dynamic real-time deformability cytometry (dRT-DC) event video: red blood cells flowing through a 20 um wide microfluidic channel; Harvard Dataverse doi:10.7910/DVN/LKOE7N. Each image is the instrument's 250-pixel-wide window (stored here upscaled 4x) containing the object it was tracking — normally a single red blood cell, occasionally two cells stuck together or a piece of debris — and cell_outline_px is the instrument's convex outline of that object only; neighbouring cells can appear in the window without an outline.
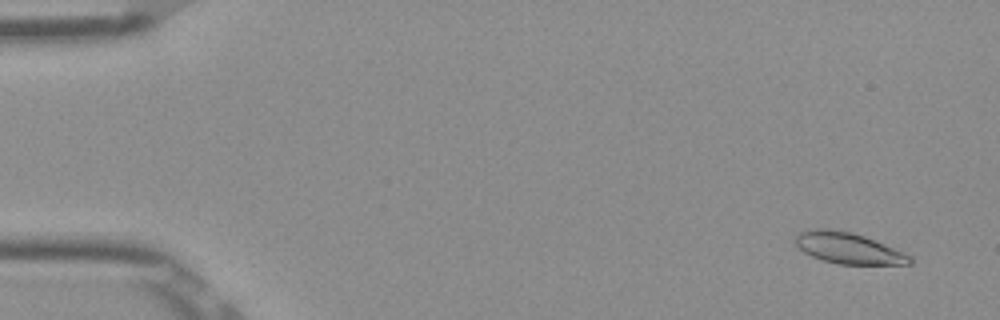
{"species": "Egyptian fruit bat (a non-hibernating species)", "species_latin": "Rousettus aegyptiacus", "temperature_condition": "room temperature", "stored_images_in_passage": 54, "camera_frame_rate_fps": 3000, "um_per_image_px": 0.085, "frame": {"image": 1, "passage_image": 4, "time_ms": 1.0, "image_size_px": [1000, 320], "cell_outline_px": [[912, 264], [840, 264], [824, 260], [812, 256], [804, 252], [796, 244], [796, 236], [800, 232], [812, 228], [828, 228], [852, 232], [864, 236], [904, 252], [912, 256]], "centroid_in_image_um": [72.12, 21.08], "position_along_channel_um": 12.9, "area_um2": 20.58}}
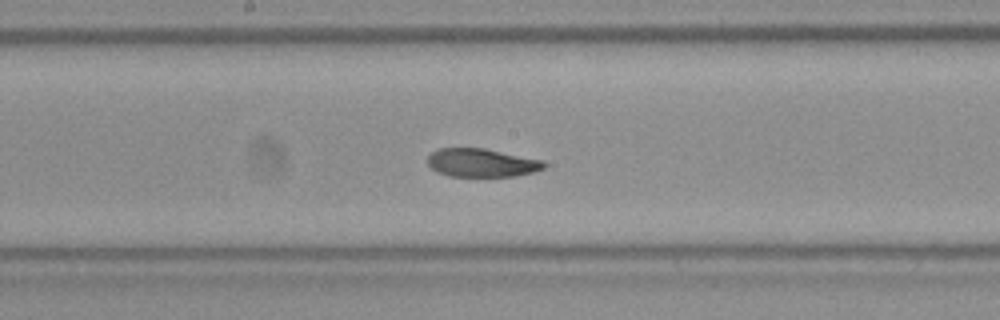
{"frame": {"image": 2, "passage_image": 29, "time_ms": 9.333, "image_size_px": [1000, 320], "cell_outline_px": [[548, 164], [544, 168], [532, 172], [516, 176], [448, 176], [436, 172], [428, 164], [428, 156], [436, 148], [484, 148], [544, 160]], "centroid_in_image_um": [40.95, 13.83], "position_along_channel_um": 207.3, "area_um2": 19.36}}
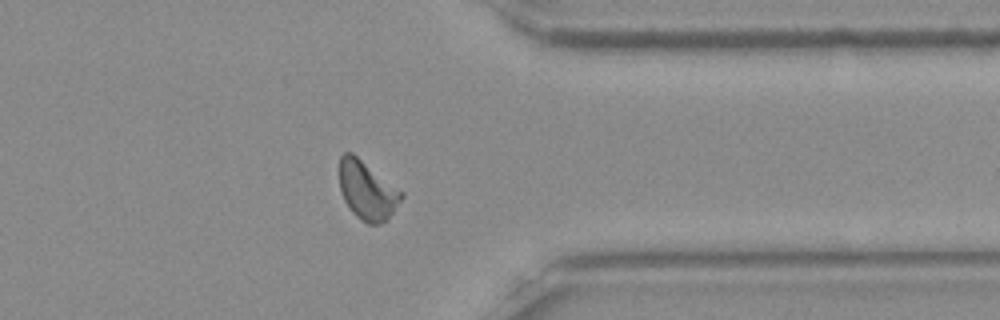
{"frame": {"image": 3, "passage_image": 43, "time_ms": 14.0, "image_size_px": [1000, 320], "cell_outline_px": [[404, 196], [388, 220], [380, 224], [368, 224], [356, 216], [348, 208], [344, 200], [340, 188], [340, 156], [344, 152], [352, 152], [404, 192]], "centroid_in_image_um": [31.23, 16.2], "position_along_channel_um": 380.2, "area_um2": 21.27}, "authors_computed_cell_mechanics": {"area_um2": 20.519, "velocity_mm_per_s": 3.8719, "shape_relaxation_time_tau1_ms": 4.8427, "shape_relaxation_time_tau2_ms": 2.8885, "deformation_change_tau1": 0.1777, "deformation_change_tau2": 0.094}}